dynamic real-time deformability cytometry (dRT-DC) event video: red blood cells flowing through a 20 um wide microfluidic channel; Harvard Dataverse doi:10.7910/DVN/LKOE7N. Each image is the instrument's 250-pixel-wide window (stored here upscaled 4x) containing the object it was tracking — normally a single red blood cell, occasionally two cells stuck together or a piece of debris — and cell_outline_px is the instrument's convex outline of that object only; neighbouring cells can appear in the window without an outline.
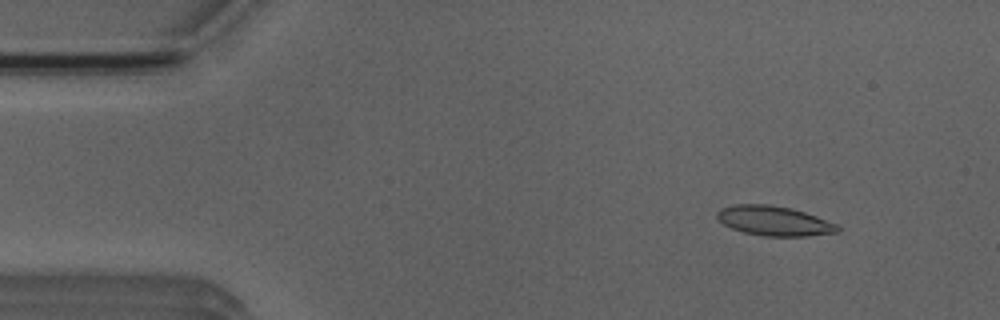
{"species": "Egyptian fruit bat (a non-hibernating species)", "species_latin": "Rousettus aegyptiacus", "temperature_condition": "room temperature", "stored_images_in_passage": 4, "camera_frame_rate_fps": 3000, "um_per_image_px": 0.085, "animal": {"sex": "male"}, "frame": {"image": 1, "passage_image": 4, "time_ms": 4.667, "image_size_px": [1000, 320], "cell_outline_px": [[840, 232], [808, 236], [764, 236], [744, 232], [732, 228], [724, 224], [716, 216], [716, 212], [720, 208], [736, 204], [768, 204], [792, 208], [816, 216], [836, 224], [840, 228]], "centroid_in_image_um": [65.8, 18.77], "position_along_channel_um": 19.2, "area_um2": 20.81}}